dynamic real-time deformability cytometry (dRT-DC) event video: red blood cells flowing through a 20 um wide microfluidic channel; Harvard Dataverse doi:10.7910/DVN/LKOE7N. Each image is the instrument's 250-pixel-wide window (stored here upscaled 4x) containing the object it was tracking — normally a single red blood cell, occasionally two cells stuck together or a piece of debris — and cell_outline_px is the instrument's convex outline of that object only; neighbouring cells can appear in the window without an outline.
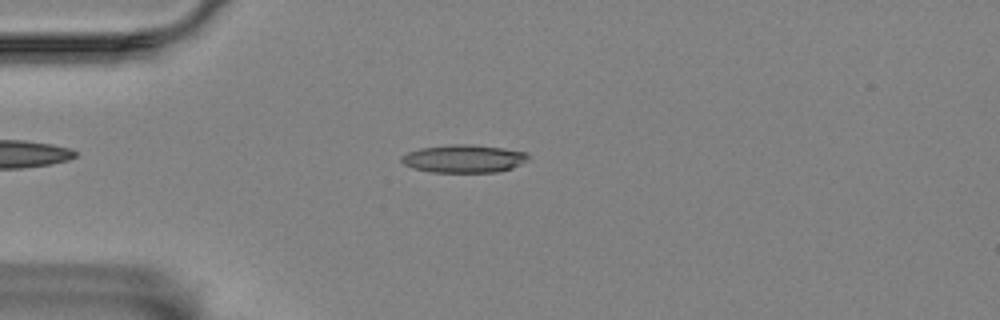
{"species": "Egyptian fruit bat (a non-hibernating species)", "species_latin": "Rousettus aegyptiacus", "temperature_condition": "room temperature", "stored_images_in_passage": 57, "camera_frame_rate_fps": 3000, "um_per_image_px": 0.085, "animal": {"sex": "female"}, "frame": {"image": 1, "passage_image": 14, "time_ms": 4.333, "image_size_px": [1000, 320], "cell_outline_px": [[528, 160], [512, 168], [496, 172], [432, 172], [412, 168], [404, 164], [400, 160], [400, 156], [408, 152], [420, 148], [448, 144], [472, 144], [504, 148], [528, 152]], "centroid_in_image_um": [39.42, 13.48], "position_along_channel_um": 45.6, "area_um2": 20.81}}
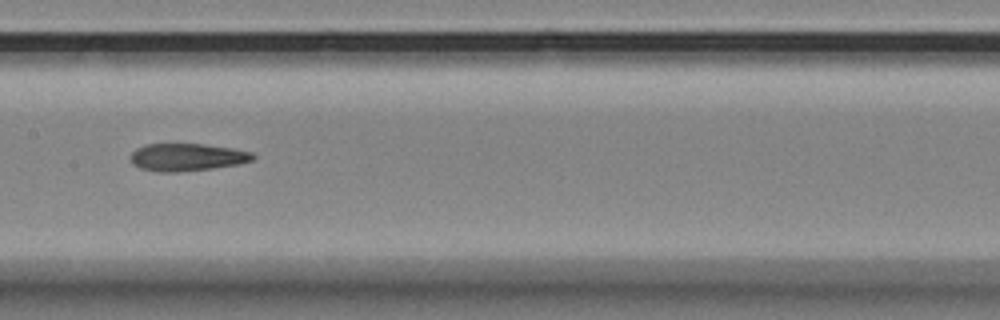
{"frame": {"image": 2, "passage_image": 28, "time_ms": 9.0, "image_size_px": [1000, 320], "cell_outline_px": [[256, 156], [252, 160], [236, 164], [212, 168], [180, 172], [156, 172], [140, 168], [132, 164], [128, 156], [136, 148], [144, 144], [204, 144], [232, 148], [252, 152]], "centroid_in_image_um": [15.83, 13.36], "position_along_channel_um": 191.6, "area_um2": 19.77}}
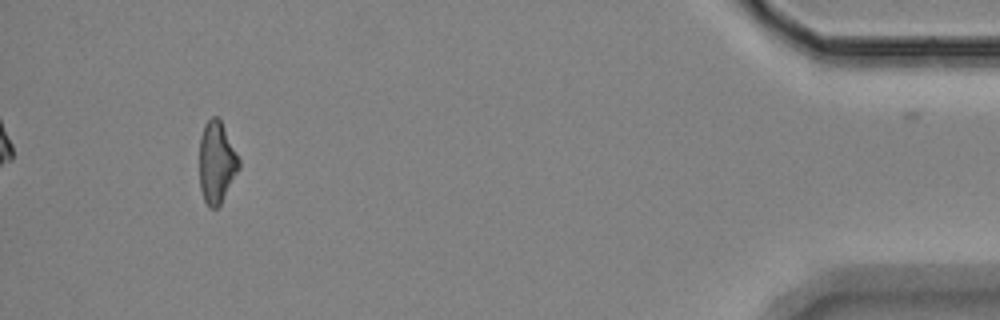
{"frame": {"image": 3, "passage_image": 53, "time_ms": 17.333, "image_size_px": [1000, 320], "cell_outline_px": [[240, 168], [220, 204], [216, 208], [208, 208], [204, 200], [200, 188], [200, 136], [204, 124], [212, 116], [216, 116], [220, 120], [240, 160]], "centroid_in_image_um": [18.4, 13.81], "position_along_channel_um": 416.8, "area_um2": 18.67}, "authors_computed_cell_mechanics": {"area_um2": 19.5364, "velocity_mm_per_s": 3.4901, "shape_relaxation_time_tau1_ms": null, "shape_relaxation_time_tau2_ms": 3.7462, "deformation_change_tau1": null, "deformation_change_tau2": 0.1221}}